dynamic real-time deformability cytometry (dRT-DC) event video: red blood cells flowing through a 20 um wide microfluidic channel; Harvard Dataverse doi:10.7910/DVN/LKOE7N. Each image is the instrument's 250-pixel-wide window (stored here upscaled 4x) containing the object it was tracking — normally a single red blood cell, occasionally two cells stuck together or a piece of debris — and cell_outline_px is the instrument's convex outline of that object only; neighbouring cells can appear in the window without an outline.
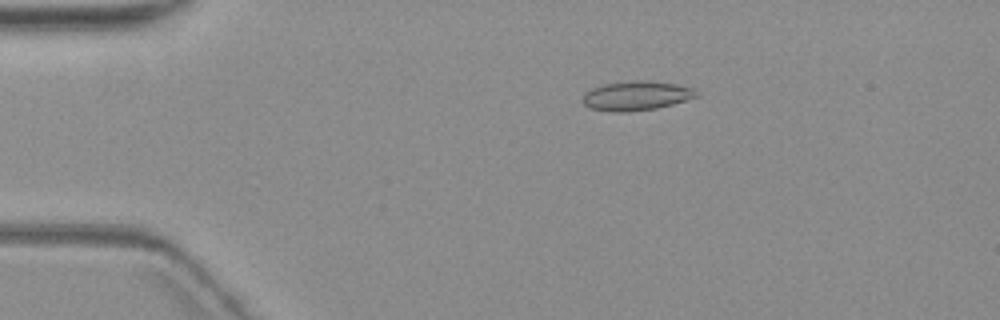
{"species": "common noctule bat (a hibernating species)", "species_latin": "Nyctalus noctula", "temperature_condition": "warm", "stored_images_in_passage": 5, "camera_frame_rate_fps": 3000, "um_per_image_px": 0.085, "animal": {"sex": "female", "body_mass_g": 19.3, "forearm_length_mm": 54.1}, "frame": {"image": 1, "passage_image": 1, "time_ms": 0.0, "image_size_px": [1000, 320], "cell_outline_px": [[700, 96], [672, 104], [656, 108], [624, 112], [612, 112], [588, 108], [584, 104], [584, 92], [592, 88], [604, 84], [676, 84], [692, 88]], "centroid_in_image_um": [54.05, 8.21], "position_along_channel_um": 31.0, "area_um2": 18.15}}
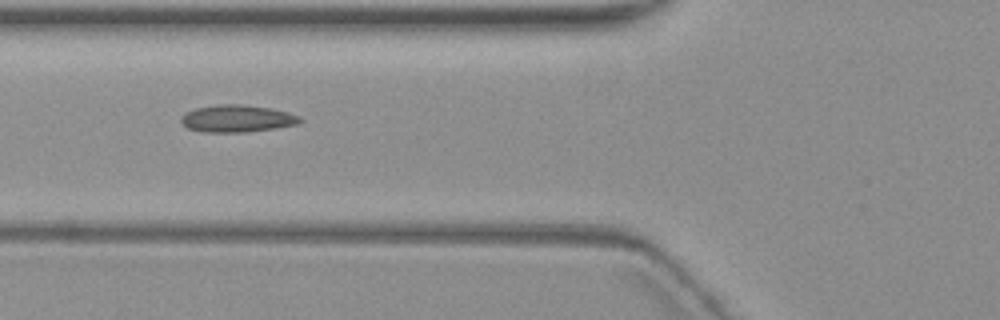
{"frame": {"image": 2, "passage_image": 4, "time_ms": 3.667, "image_size_px": [1000, 320], "cell_outline_px": [[304, 120], [296, 124], [276, 128], [244, 132], [200, 132], [188, 128], [180, 120], [184, 112], [196, 108], [220, 104], [240, 104], [268, 108], [288, 112], [300, 116]], "centroid_in_image_um": [20.14, 10.08], "position_along_channel_um": 105.7, "area_um2": 18.79}}
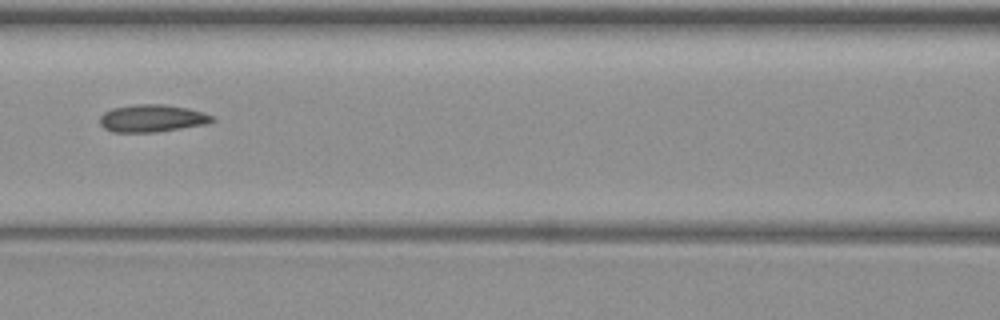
{"frame": {"image": 3, "passage_image": 5, "time_ms": 5.0, "image_size_px": [1000, 320], "cell_outline_px": [[216, 120], [208, 124], [156, 132], [112, 132], [104, 128], [100, 124], [100, 116], [104, 112], [112, 108], [132, 104], [164, 104], [188, 108], [204, 112], [216, 116]], "centroid_in_image_um": [12.97, 10.05], "position_along_channel_um": 153.6, "area_um2": 18.26}}